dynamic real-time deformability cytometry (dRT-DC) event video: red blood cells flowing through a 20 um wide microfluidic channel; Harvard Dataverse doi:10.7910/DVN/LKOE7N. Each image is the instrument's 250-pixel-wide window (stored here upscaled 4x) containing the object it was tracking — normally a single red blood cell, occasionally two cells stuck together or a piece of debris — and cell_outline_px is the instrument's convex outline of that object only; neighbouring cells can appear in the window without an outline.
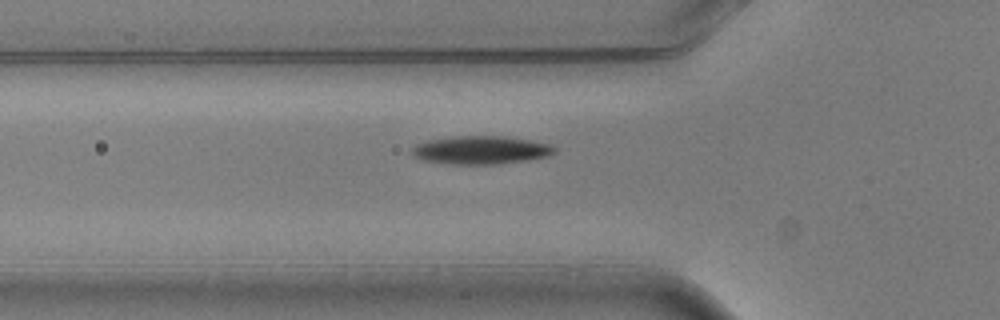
{"species": "common noctule bat (a hibernating species)", "species_latin": "Nyctalus noctula", "temperature_condition": "warm", "stored_images_in_passage": 5, "camera_frame_rate_fps": 3000, "um_per_image_px": 0.085, "animal": {"sex": "male", "body_mass_g": 20.5, "forearm_length_mm": 52.5}, "frame": {"image": 1, "passage_image": 5, "time_ms": 1.333, "image_size_px": [1000, 320], "cell_outline_px": [[556, 152], [548, 156], [524, 160], [496, 164], [452, 164], [424, 160], [416, 156], [412, 152], [412, 148], [416, 144], [428, 140], [452, 136], [504, 136], [532, 140], [552, 144], [556, 148]], "centroid_in_image_um": [40.91, 12.74], "position_along_channel_um": 84.9, "area_um2": 23.35}}